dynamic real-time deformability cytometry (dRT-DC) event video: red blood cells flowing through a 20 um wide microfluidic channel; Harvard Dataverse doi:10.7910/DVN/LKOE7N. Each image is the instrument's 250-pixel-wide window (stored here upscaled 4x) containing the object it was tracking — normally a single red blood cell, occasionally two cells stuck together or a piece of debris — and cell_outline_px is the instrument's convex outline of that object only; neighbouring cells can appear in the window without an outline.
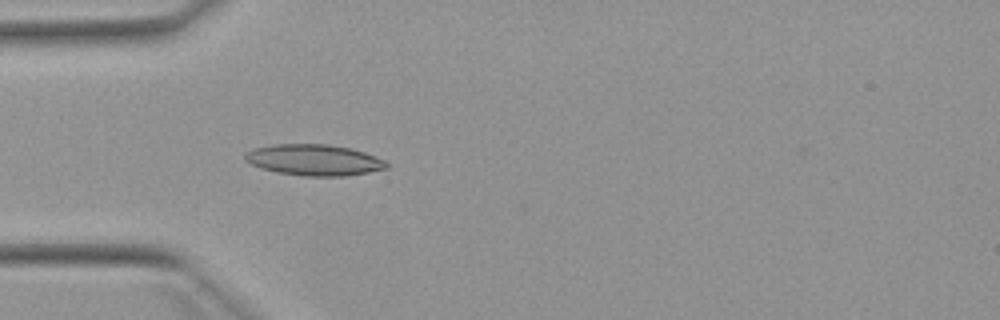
{"species": "Egyptian fruit bat (a non-hibernating species)", "species_latin": "Rousettus aegyptiacus", "temperature_condition": "warm", "stored_images_in_passage": 8, "camera_frame_rate_fps": 3000, "um_per_image_px": 0.085, "animal": {"sex": "female"}, "frame": {"image": 1, "passage_image": 4, "time_ms": 1.0, "image_size_px": [1000, 320], "cell_outline_px": [[388, 168], [368, 172], [344, 176], [304, 176], [276, 172], [260, 168], [244, 160], [244, 156], [252, 148], [276, 144], [328, 144], [352, 148], [364, 152], [384, 160], [388, 164]], "centroid_in_image_um": [26.68, 13.59], "position_along_channel_um": 58.3, "area_um2": 25.66}}
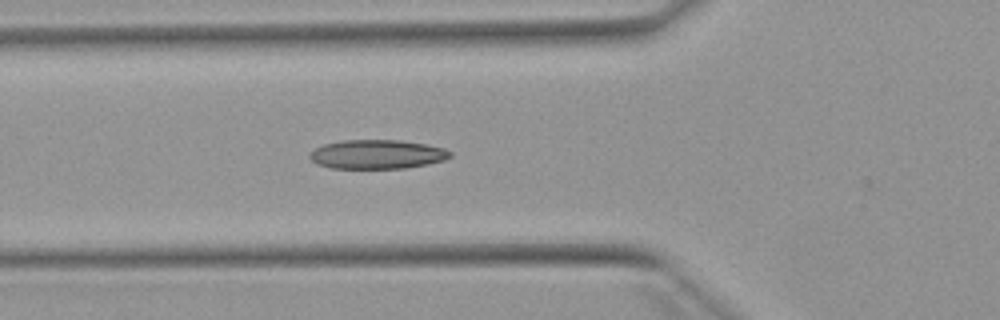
{"frame": {"image": 2, "passage_image": 7, "time_ms": 2.0, "image_size_px": [1000, 320], "cell_outline_px": [[452, 156], [444, 160], [428, 164], [404, 168], [332, 168], [316, 164], [308, 156], [308, 152], [324, 144], [344, 140], [400, 140], [424, 144], [444, 148], [452, 152]], "centroid_in_image_um": [32.04, 13.12], "position_along_channel_um": 93.8, "area_um2": 23.81}}